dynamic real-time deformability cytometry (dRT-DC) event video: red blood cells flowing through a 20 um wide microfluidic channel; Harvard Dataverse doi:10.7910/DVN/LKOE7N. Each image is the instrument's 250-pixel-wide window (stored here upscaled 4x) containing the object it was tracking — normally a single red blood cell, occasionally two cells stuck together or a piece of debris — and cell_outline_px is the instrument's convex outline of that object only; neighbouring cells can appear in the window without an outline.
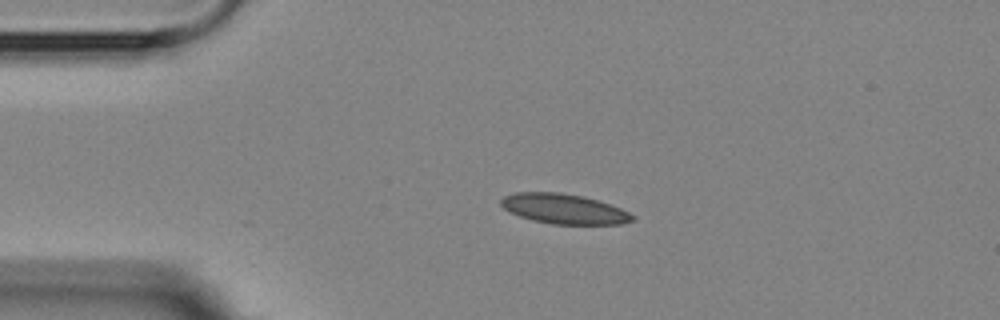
{"species": "Egyptian fruit bat (a non-hibernating species)", "species_latin": "Rousettus aegyptiacus", "temperature_condition": "room temperature", "stored_images_in_passage": 2, "camera_frame_rate_fps": 3000, "um_per_image_px": 0.085, "animal": {"sex": "female"}, "frame": {"image": 1, "passage_image": 1, "time_ms": 0.0, "image_size_px": [1000, 320], "cell_outline_px": [[636, 220], [620, 224], [552, 224], [532, 220], [520, 216], [504, 208], [500, 204], [500, 200], [504, 196], [516, 192], [560, 192], [584, 196], [600, 200], [620, 208], [636, 216]], "centroid_in_image_um": [47.97, 17.75], "position_along_channel_um": 37.0, "area_um2": 23.06}}